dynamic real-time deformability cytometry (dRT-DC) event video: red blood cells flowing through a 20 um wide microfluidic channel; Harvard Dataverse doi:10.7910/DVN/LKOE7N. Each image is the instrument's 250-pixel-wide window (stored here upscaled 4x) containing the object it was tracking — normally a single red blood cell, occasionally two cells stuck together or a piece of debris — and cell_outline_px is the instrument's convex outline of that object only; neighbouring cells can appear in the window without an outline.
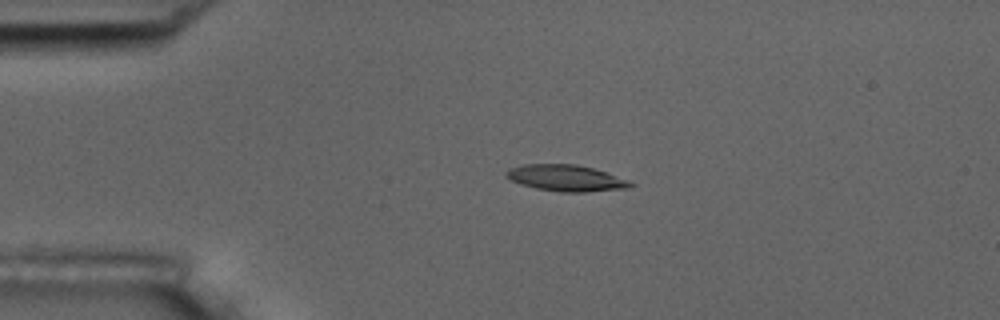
{"species": "common noctule bat (a hibernating species)", "species_latin": "Nyctalus noctula", "temperature_condition": "room temperature", "stored_images_in_passage": 4, "camera_frame_rate_fps": 3000, "um_per_image_px": 0.085, "animal": {"sex": "male", "body_mass_g": 17.5, "forearm_length_mm": 52.3}, "frame": {"image": 1, "passage_image": 3, "time_ms": 2.333, "image_size_px": [1000, 320], "cell_outline_px": [[636, 184], [632, 188], [584, 192], [564, 192], [536, 188], [520, 184], [504, 176], [504, 172], [508, 168], [524, 164], [576, 164], [592, 168], [628, 180]], "centroid_in_image_um": [48.1, 15.13], "position_along_channel_um": 36.9, "area_um2": 19.07}}